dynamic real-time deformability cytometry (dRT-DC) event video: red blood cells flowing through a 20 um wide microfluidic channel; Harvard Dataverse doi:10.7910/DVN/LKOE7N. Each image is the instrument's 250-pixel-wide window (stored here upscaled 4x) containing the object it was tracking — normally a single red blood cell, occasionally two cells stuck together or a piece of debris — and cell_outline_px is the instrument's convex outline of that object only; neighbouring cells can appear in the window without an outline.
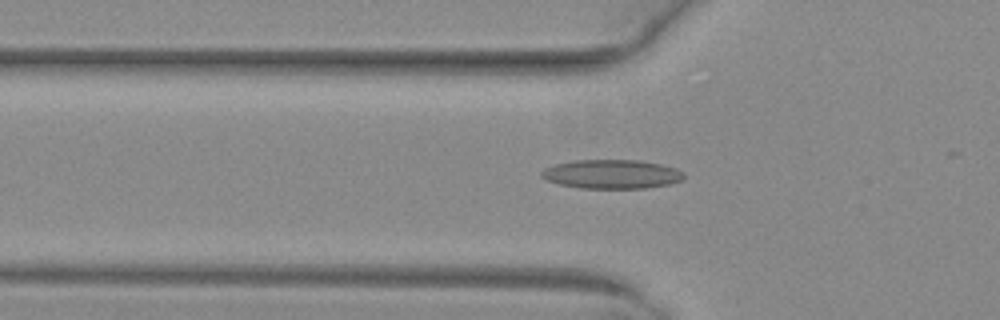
{"species": "common noctule bat (a hibernating species)", "species_latin": "Nyctalus noctula", "temperature_condition": "warm", "stored_images_in_passage": 26, "camera_frame_rate_fps": 3000, "um_per_image_px": 0.085, "animal": {"sex": "female", "body_mass_g": 29.2, "forearm_length_mm": 56.3}, "frame": {"image": 1, "passage_image": 18, "time_ms": 5.667, "image_size_px": [1000, 320], "cell_outline_px": [[684, 176], [680, 180], [668, 184], [644, 188], [580, 188], [560, 184], [548, 180], [540, 176], [540, 172], [544, 168], [556, 164], [572, 160], [636, 160], [660, 164], [676, 168]], "centroid_in_image_um": [51.94, 14.79], "position_along_channel_um": 73.9, "area_um2": 23.81}}
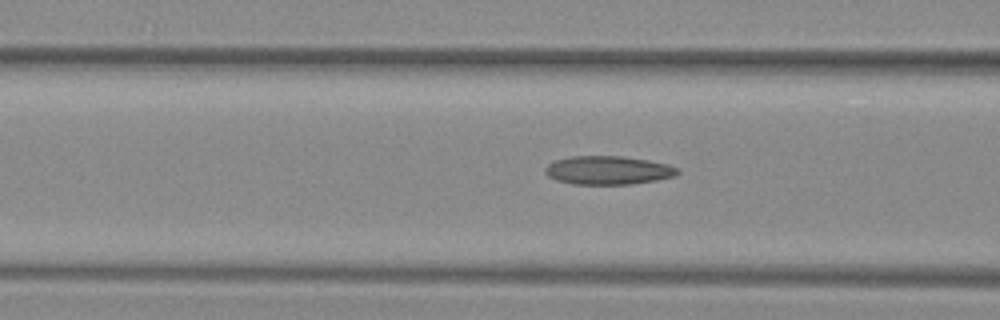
{"frame": {"image": 2, "passage_image": 21, "time_ms": 6.667, "image_size_px": [1000, 320], "cell_outline_px": [[680, 172], [676, 176], [656, 180], [632, 184], [572, 184], [556, 180], [548, 176], [544, 172], [544, 168], [548, 164], [556, 160], [572, 156], [624, 156], [648, 160], [668, 164], [680, 168]], "centroid_in_image_um": [51.71, 14.47], "position_along_channel_um": 114.9, "area_um2": 22.2}}
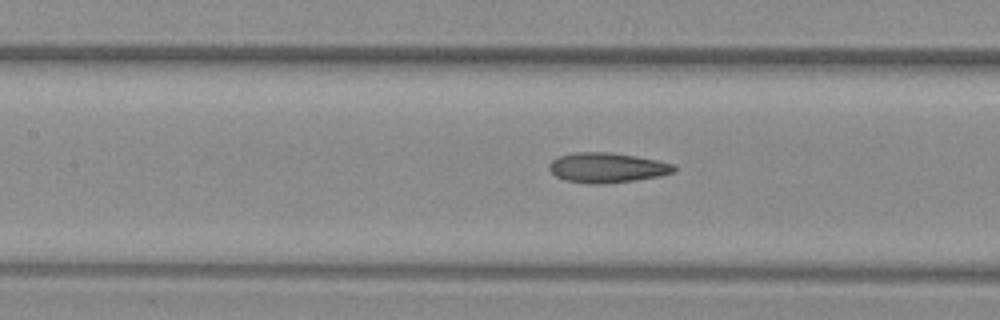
{"frame": {"image": 3, "passage_image": 24, "time_ms": 7.667, "image_size_px": [1000, 320], "cell_outline_px": [[676, 172], [660, 176], [636, 180], [604, 184], [588, 184], [564, 180], [556, 176], [548, 168], [548, 164], [552, 160], [560, 156], [576, 152], [608, 152], [636, 156], [676, 164]], "centroid_in_image_um": [51.62, 14.26], "position_along_channel_um": 155.8, "area_um2": 21.96}}